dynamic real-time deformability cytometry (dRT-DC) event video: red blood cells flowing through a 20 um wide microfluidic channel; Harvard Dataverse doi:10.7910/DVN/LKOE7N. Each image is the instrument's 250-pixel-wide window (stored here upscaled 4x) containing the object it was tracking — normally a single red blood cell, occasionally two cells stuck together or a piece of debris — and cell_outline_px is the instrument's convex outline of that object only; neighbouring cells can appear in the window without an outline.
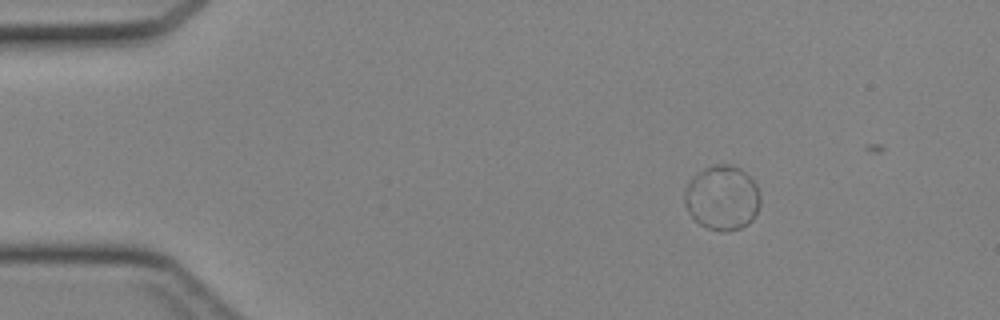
{"species": "Egyptian fruit bat (a non-hibernating species)", "species_latin": "Rousettus aegyptiacus", "temperature_condition": "cold", "stored_images_in_passage": 12, "camera_frame_rate_fps": 3000, "um_per_image_px": 0.085, "animal": {"sex": "female"}, "frame": {"image": 1, "passage_image": 7, "time_ms": 2.0, "image_size_px": [1000, 320], "cell_outline_px": [[760, 204], [752, 220], [748, 224], [740, 228], [724, 232], [720, 232], [708, 228], [700, 224], [688, 212], [684, 204], [684, 192], [688, 184], [704, 168], [716, 164], [728, 164], [740, 168], [756, 184], [760, 196]], "centroid_in_image_um": [61.39, 16.83], "position_along_channel_um": 23.6, "area_um2": 28.32}}